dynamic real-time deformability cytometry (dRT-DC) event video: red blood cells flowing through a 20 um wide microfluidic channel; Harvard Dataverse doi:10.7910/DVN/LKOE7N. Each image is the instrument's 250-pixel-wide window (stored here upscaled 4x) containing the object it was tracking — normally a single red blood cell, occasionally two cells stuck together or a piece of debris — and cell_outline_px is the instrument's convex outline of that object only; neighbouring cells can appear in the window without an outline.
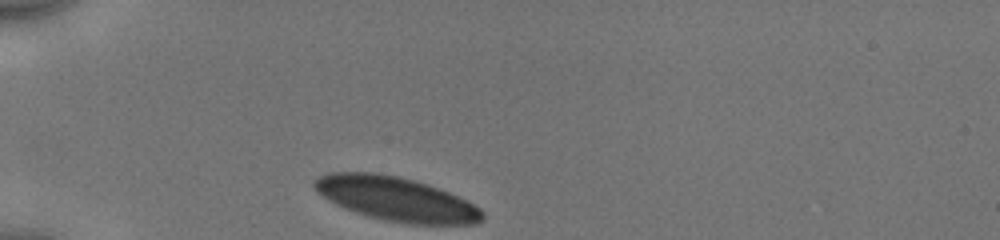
{"species": "human", "species_latin": "Homo sapiens", "temperature_condition": "cold", "stored_images_in_passage": 30, "camera_frame_rate_fps": 3000, "um_per_image_px": 0.085, "donor": {"sex": "male"}, "frame": {"image": 1, "passage_image": 1, "time_ms": 0.0, "image_size_px": [1000, 240], "cell_outline_px": [[484, 220], [476, 224], [408, 224], [384, 220], [368, 216], [344, 208], [328, 200], [312, 184], [312, 180], [328, 172], [376, 172], [400, 176], [416, 180], [440, 188], [480, 208], [484, 212]], "centroid_in_image_um": [33.68, 16.9], "position_along_channel_um": 51.3, "area_um2": 43.18}}
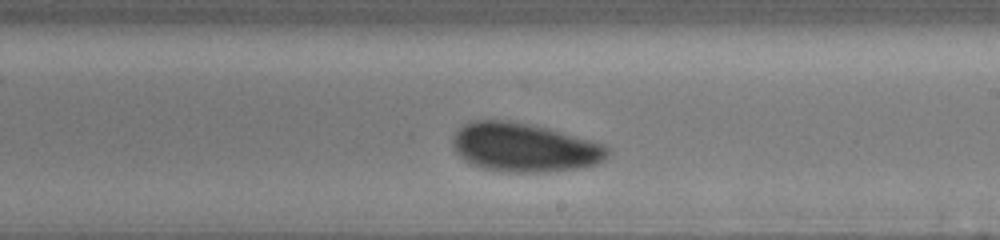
{"frame": {"image": 2, "passage_image": 18, "time_ms": 5.667, "image_size_px": [1000, 240], "cell_outline_px": [[612, 152], [604, 160], [596, 164], [580, 168], [548, 172], [500, 172], [468, 164], [456, 152], [452, 144], [452, 136], [464, 124], [472, 120], [508, 120], [548, 128], [604, 144]], "centroid_in_image_um": [44.56, 12.54], "position_along_channel_um": 244.4, "area_um2": 44.39}}
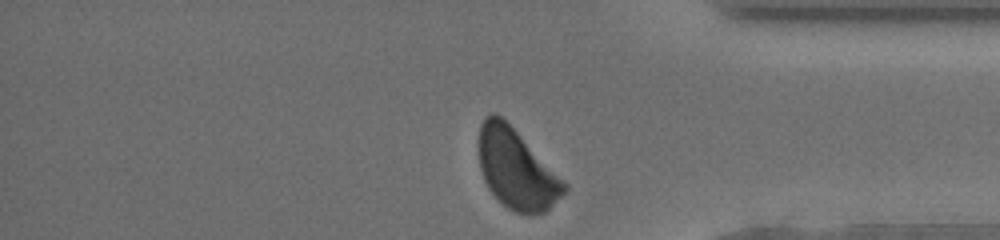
{"frame": {"image": 3, "passage_image": 30, "time_ms": 9.667, "image_size_px": [1000, 240], "cell_outline_px": [[568, 188], [544, 212], [532, 216], [528, 216], [516, 212], [508, 208], [488, 188], [484, 180], [480, 168], [480, 124], [492, 112], [496, 112], [568, 184]], "centroid_in_image_um": [43.9, 14.42], "position_along_channel_um": 391.3, "area_um2": 38.67}, "authors_computed_cell_mechanics": {"area_um2": 44.3037, "velocity_mm_per_s": 3.8959, "shape_relaxation_time_tau1_ms": 2.6527, "shape_relaxation_time_tau2_ms": null, "deformation_change_tau1": 0.0701, "deformation_change_tau2": null}}